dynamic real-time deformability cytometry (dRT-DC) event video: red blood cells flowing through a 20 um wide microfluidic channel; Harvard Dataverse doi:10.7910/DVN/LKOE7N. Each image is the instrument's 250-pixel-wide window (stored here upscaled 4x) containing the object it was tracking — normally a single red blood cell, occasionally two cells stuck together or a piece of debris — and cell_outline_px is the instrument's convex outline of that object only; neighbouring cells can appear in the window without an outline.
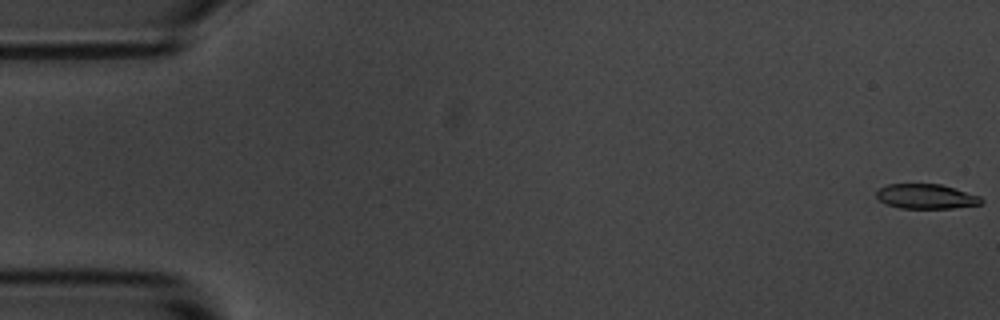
{"species": "common noctule bat (a hibernating species)", "species_latin": "Nyctalus noctula", "temperature_condition": "room temperature", "stored_images_in_passage": 55, "camera_frame_rate_fps": 3000, "um_per_image_px": 0.085, "animal": {"sex": "male", "body_mass_g": 20.1, "forearm_length_mm": 53.5}, "frame": {"image": 1, "passage_image": 1, "time_ms": 0.0, "image_size_px": [1000, 320], "cell_outline_px": [[984, 204], [952, 208], [900, 208], [884, 204], [876, 196], [876, 192], [880, 188], [888, 184], [940, 184], [980, 196], [984, 200]], "centroid_in_image_um": [78.73, 16.7], "position_along_channel_um": 6.3, "area_um2": 15.14}}
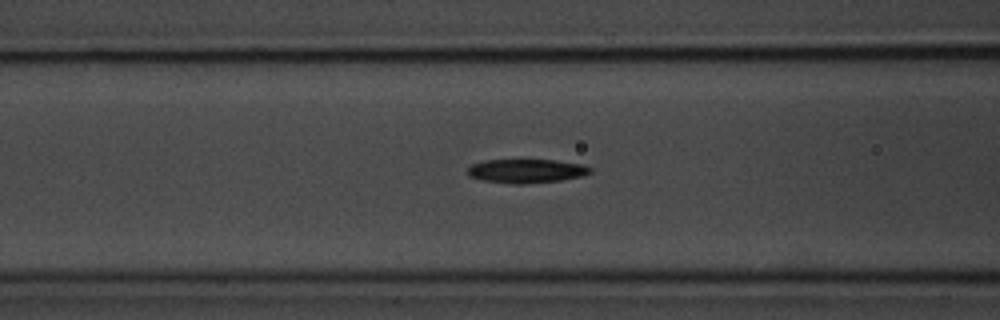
{"frame": {"image": 2, "passage_image": 22, "time_ms": 7.0, "image_size_px": [1000, 320], "cell_outline_px": [[592, 172], [580, 176], [560, 180], [524, 184], [512, 184], [480, 180], [468, 176], [468, 168], [472, 164], [484, 160], [556, 160], [584, 164], [592, 168]], "centroid_in_image_um": [44.73, 14.53], "position_along_channel_um": 121.9, "area_um2": 17.17}}
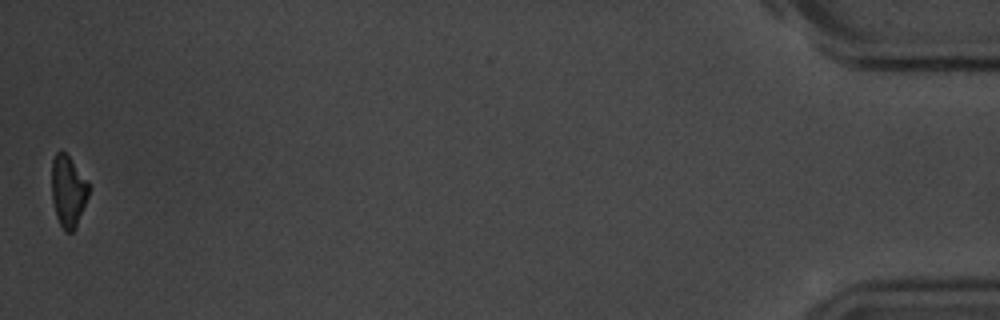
{"frame": {"image": 3, "passage_image": 55, "time_ms": 18.0, "image_size_px": [1000, 320], "cell_outline_px": [[88, 196], [76, 228], [72, 232], [64, 232], [56, 216], [52, 200], [52, 160], [56, 152], [64, 152], [68, 156], [88, 180]], "centroid_in_image_um": [5.79, 16.27], "position_along_channel_um": 429.4, "area_um2": 15.37}, "authors_computed_cell_mechanics": {"area_um2": 17.1088, "velocity_mm_per_s": 3.6637, "shape_relaxation_time_tau1_ms": 4.2879, "shape_relaxation_time_tau2_ms": null, "deformation_change_tau1": 0.1269, "deformation_change_tau2": null}}